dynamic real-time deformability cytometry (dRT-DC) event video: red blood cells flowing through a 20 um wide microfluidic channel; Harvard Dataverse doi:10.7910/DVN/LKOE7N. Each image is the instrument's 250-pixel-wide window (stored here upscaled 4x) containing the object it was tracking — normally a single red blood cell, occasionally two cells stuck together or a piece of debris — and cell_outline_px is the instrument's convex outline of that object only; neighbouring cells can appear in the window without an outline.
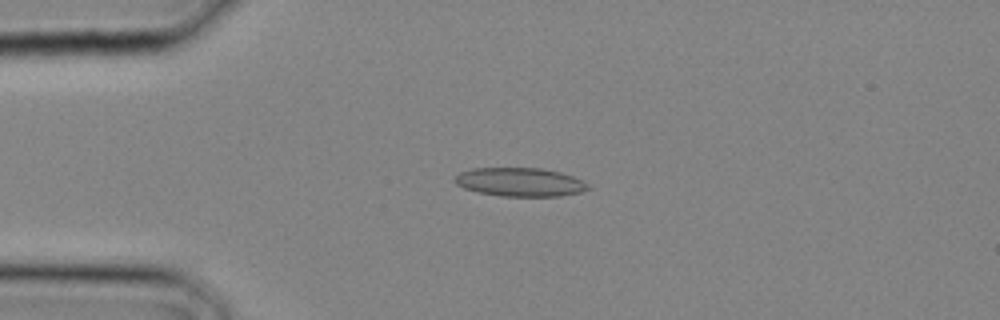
{"species": "common noctule bat (a hibernating species)", "species_latin": "Nyctalus noctula", "temperature_condition": "cold", "stored_images_in_passage": 27, "camera_frame_rate_fps": 3000, "um_per_image_px": 0.085, "animal": {"sex": "male", "body_mass_g": 20.4}, "frame": {"image": 1, "passage_image": 6, "time_ms": 1.667, "image_size_px": [1000, 320], "cell_outline_px": [[592, 188], [580, 192], [560, 196], [500, 196], [480, 192], [464, 188], [456, 184], [452, 180], [460, 172], [472, 168], [540, 168], [560, 172], [572, 176], [588, 184]], "centroid_in_image_um": [44.19, 15.47], "position_along_channel_um": 40.8, "area_um2": 22.2}}
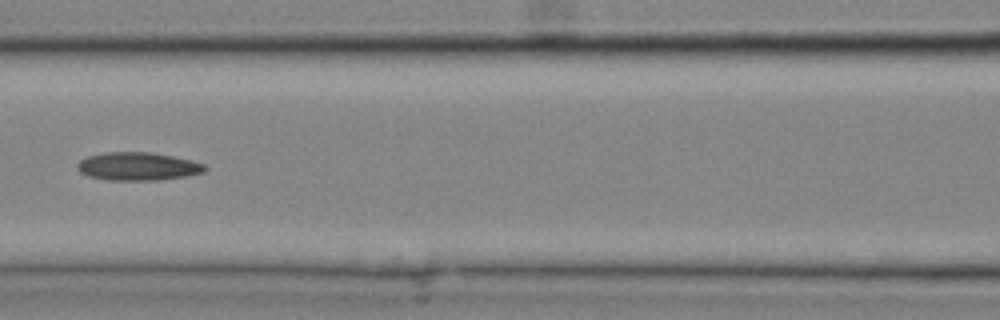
{"frame": {"image": 2, "passage_image": 12, "time_ms": 3.667, "image_size_px": [1000, 320], "cell_outline_px": [[208, 168], [204, 172], [188, 176], [156, 180], [108, 180], [88, 176], [80, 172], [76, 168], [76, 164], [80, 160], [88, 156], [104, 152], [148, 152], [172, 156], [192, 160], [204, 164]], "centroid_in_image_um": [11.71, 14.14], "position_along_channel_um": 154.9, "area_um2": 20.98}}
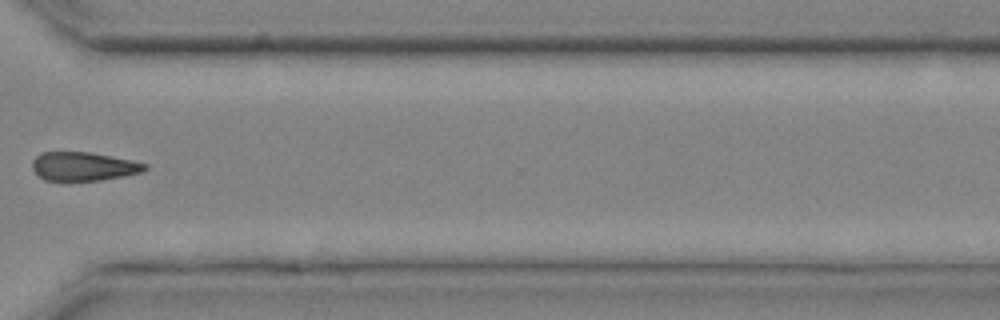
{"frame": {"image": 3, "passage_image": 21, "time_ms": 6.667, "image_size_px": [1000, 320], "cell_outline_px": [[148, 168], [140, 172], [100, 180], [44, 180], [32, 168], [32, 160], [40, 152], [88, 152], [132, 160], [148, 164]], "centroid_in_image_um": [7.07, 14.13], "position_along_channel_um": 363.5, "area_um2": 18.55}}